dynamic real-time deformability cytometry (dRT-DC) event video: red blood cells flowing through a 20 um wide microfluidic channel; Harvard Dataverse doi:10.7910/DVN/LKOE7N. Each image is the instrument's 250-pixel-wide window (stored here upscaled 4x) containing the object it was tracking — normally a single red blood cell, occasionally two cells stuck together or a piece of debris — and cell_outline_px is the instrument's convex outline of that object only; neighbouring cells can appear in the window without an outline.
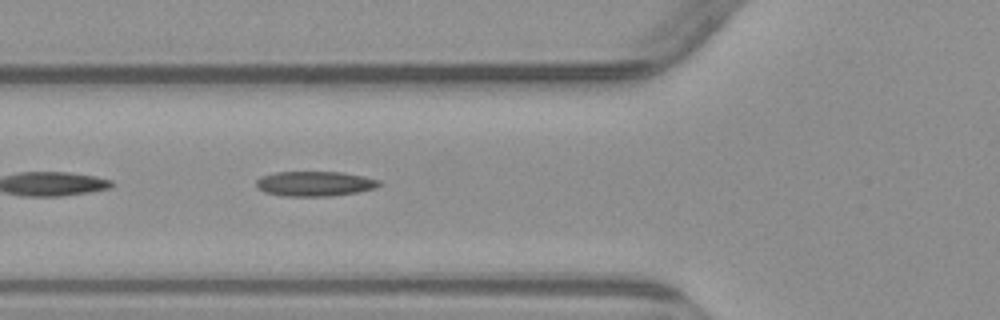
{"species": "common noctule bat (a hibernating species)", "species_latin": "Nyctalus noctula", "temperature_condition": "warm", "stored_images_in_passage": 3, "camera_frame_rate_fps": 3000, "um_per_image_px": 0.085, "animal": {"sex": "male", "body_mass_g": 23.1, "forearm_length_mm": 52.7}, "frame": {"image": 1, "passage_image": 3, "time_ms": 2.667, "image_size_px": [1000, 320], "cell_outline_px": [[380, 184], [376, 188], [356, 192], [332, 196], [284, 196], [264, 192], [256, 184], [256, 180], [260, 176], [276, 172], [344, 172], [364, 176], [380, 180]], "centroid_in_image_um": [26.76, 15.61], "position_along_channel_um": 99.0, "area_um2": 17.86}}